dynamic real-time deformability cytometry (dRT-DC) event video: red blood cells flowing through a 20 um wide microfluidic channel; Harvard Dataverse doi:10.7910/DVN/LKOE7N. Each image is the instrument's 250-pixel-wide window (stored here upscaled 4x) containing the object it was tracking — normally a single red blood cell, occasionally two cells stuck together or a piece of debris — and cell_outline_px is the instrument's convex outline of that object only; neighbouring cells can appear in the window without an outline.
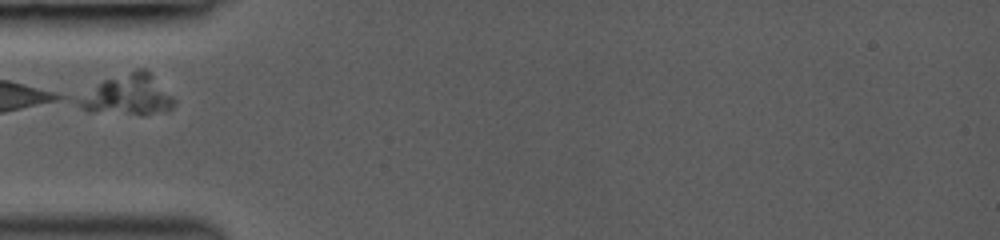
{"species": "common noctule bat (a hibernating species)", "species_latin": "Nyctalus noctula", "temperature_condition": "room temperature", "stored_images_in_passage": 8, "camera_frame_rate_fps": 3000, "um_per_image_px": 0.085, "animal": {"sex": "female", "body_mass_g": 19.0, "forearm_length_mm": 53.3}, "frame": {"image": 1, "passage_image": 4, "time_ms": 1.667, "image_size_px": [1000, 240], "cell_outline_px": [[176, 104], [168, 112], [144, 116], [140, 116], [88, 112], [72, 100], [104, 80], [136, 68], [144, 68], [176, 100]], "centroid_in_image_um": [10.86, 8.13], "position_along_channel_um": 74.1, "area_um2": 23.18}}